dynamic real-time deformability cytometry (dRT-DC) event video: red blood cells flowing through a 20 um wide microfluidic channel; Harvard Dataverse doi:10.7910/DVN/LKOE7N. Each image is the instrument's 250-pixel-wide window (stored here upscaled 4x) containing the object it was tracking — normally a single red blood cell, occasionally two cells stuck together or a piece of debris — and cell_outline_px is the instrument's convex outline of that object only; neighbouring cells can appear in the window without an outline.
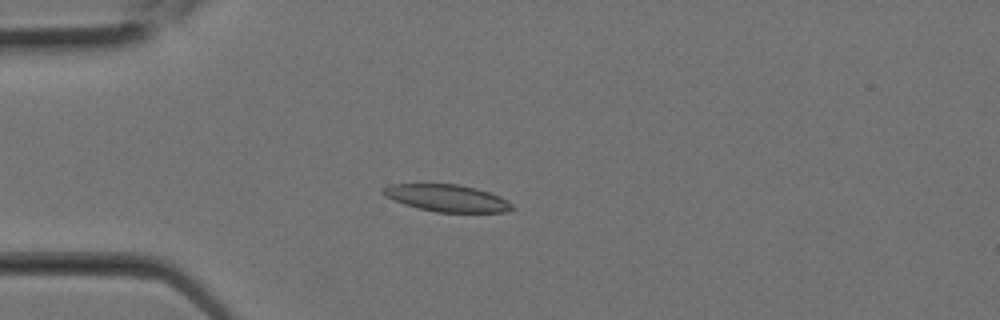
{"species": "Egyptian fruit bat (a non-hibernating species)", "species_latin": "Rousettus aegyptiacus", "temperature_condition": "room temperature", "stored_images_in_passage": 5, "camera_frame_rate_fps": 3000, "um_per_image_px": 0.085, "animal": {"sex": "female"}, "frame": {"image": 1, "passage_image": 1, "time_ms": 0.0, "image_size_px": [1000, 320], "cell_outline_px": [[516, 208], [504, 212], [436, 212], [404, 204], [392, 200], [380, 192], [384, 188], [392, 184], [456, 184], [476, 188], [500, 196], [512, 204]], "centroid_in_image_um": [38.0, 16.84], "position_along_channel_um": 47.0, "area_um2": 20.17}}
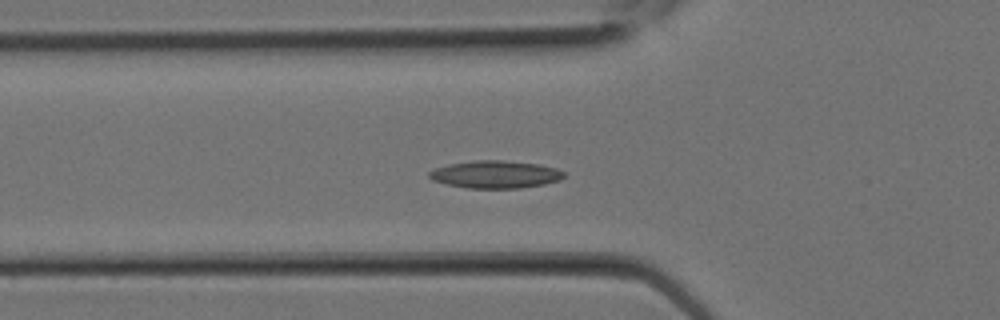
{"frame": {"image": 2, "passage_image": 3, "time_ms": 0.667, "image_size_px": [1000, 320], "cell_outline_px": [[564, 176], [560, 180], [544, 184], [520, 188], [468, 188], [448, 184], [432, 180], [428, 176], [428, 172], [436, 168], [448, 164], [472, 160], [504, 160], [540, 164], [556, 168], [564, 172]], "centroid_in_image_um": [42.11, 14.81], "position_along_channel_um": 83.7, "area_um2": 21.68}}
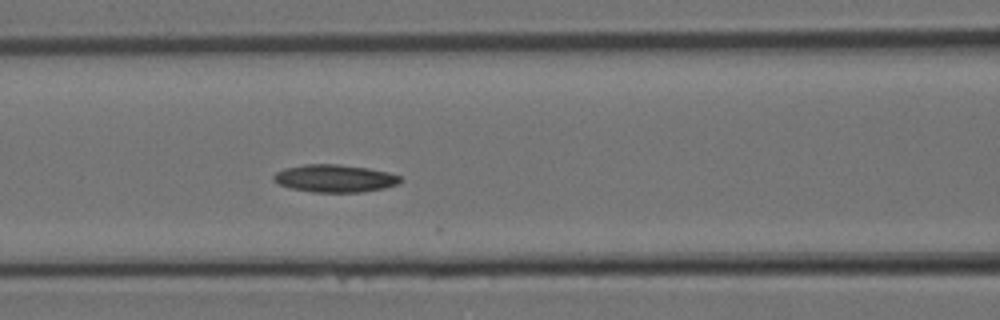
{"frame": {"image": 3, "passage_image": 5, "time_ms": 1.333, "image_size_px": [1000, 320], "cell_outline_px": [[404, 180], [400, 184], [384, 188], [364, 192], [312, 192], [288, 188], [272, 180], [272, 176], [276, 172], [284, 168], [304, 164], [336, 164], [368, 168], [388, 172], [400, 176]], "centroid_in_image_um": [28.46, 15.17], "position_along_channel_um": 138.1, "area_um2": 20.63}}